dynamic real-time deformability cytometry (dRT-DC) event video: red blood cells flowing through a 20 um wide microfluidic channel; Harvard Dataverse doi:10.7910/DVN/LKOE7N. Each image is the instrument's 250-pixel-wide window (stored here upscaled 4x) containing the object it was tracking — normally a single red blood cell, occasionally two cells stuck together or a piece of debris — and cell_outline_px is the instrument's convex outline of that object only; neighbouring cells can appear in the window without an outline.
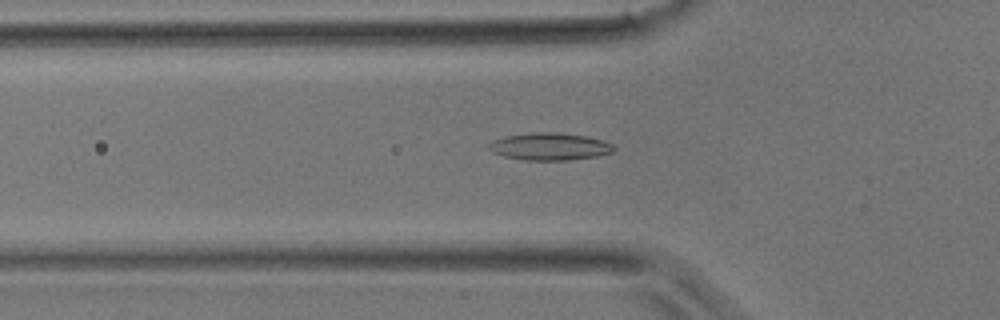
{"species": "common noctule bat (a hibernating species)", "species_latin": "Nyctalus noctula", "temperature_condition": "room temperature", "stored_images_in_passage": 31, "camera_frame_rate_fps": 3000, "um_per_image_px": 0.085, "animal": {"sex": "male", "body_mass_g": 17.9}, "frame": {"image": 1, "passage_image": 5, "time_ms": 1.333, "image_size_px": [1000, 320], "cell_outline_px": [[616, 148], [612, 152], [596, 156], [568, 160], [524, 160], [504, 156], [492, 152], [488, 148], [488, 144], [492, 140], [508, 136], [532, 132], [560, 132], [584, 136], [600, 140], [612, 144]], "centroid_in_image_um": [46.7, 12.45], "position_along_channel_um": 79.1, "area_um2": 19.77}}
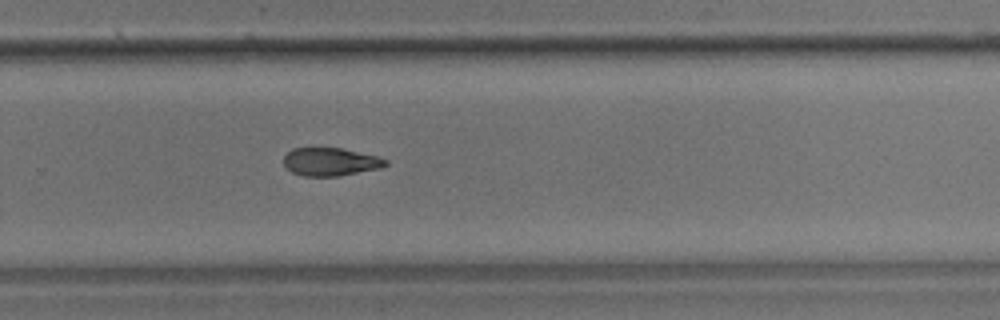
{"frame": {"image": 2, "passage_image": 18, "time_ms": 5.667, "image_size_px": [1000, 320], "cell_outline_px": [[388, 164], [380, 168], [336, 176], [304, 176], [292, 172], [284, 164], [284, 156], [292, 148], [340, 148], [376, 156], [388, 160]], "centroid_in_image_um": [28.07, 13.75], "position_along_channel_um": 301.7, "area_um2": 16.42}}
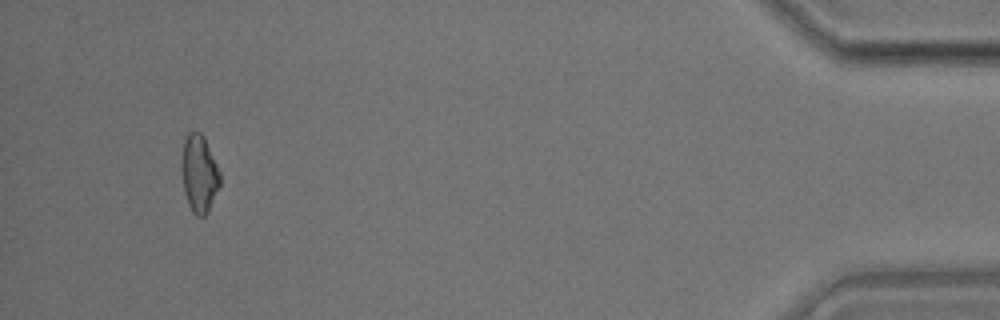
{"frame": {"image": 3, "passage_image": 29, "time_ms": 9.333, "image_size_px": [1000, 320], "cell_outline_px": [[220, 184], [208, 212], [204, 216], [196, 216], [192, 212], [188, 204], [184, 192], [180, 168], [180, 160], [184, 140], [188, 132], [200, 132], [204, 136], [220, 172]], "centroid_in_image_um": [16.9, 14.76], "position_along_channel_um": 418.3, "area_um2": 17.57}}